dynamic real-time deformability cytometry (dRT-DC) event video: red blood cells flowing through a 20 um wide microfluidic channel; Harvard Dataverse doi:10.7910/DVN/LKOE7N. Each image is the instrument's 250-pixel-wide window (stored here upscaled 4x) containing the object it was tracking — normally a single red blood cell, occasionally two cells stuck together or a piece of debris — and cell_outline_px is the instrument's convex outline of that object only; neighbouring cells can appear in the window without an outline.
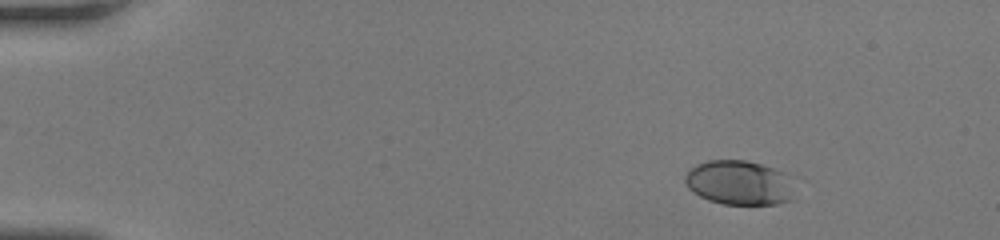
{"species": "human", "species_latin": "Homo sapiens", "temperature_condition": "room temperature", "stored_images_in_passage": 45, "camera_frame_rate_fps": 3000, "um_per_image_px": 0.085, "donor": {"sex": "female"}, "frame": {"image": 1, "passage_image": 1, "time_ms": 0.0, "image_size_px": [1000, 240], "cell_outline_px": [[792, 200], [776, 204], [724, 204], [708, 200], [700, 196], [688, 188], [684, 180], [684, 176], [688, 168], [696, 164], [708, 160], [744, 160], [760, 164], [784, 172]], "centroid_in_image_um": [62.71, 15.52], "position_along_channel_um": 22.3, "area_um2": 27.92}}
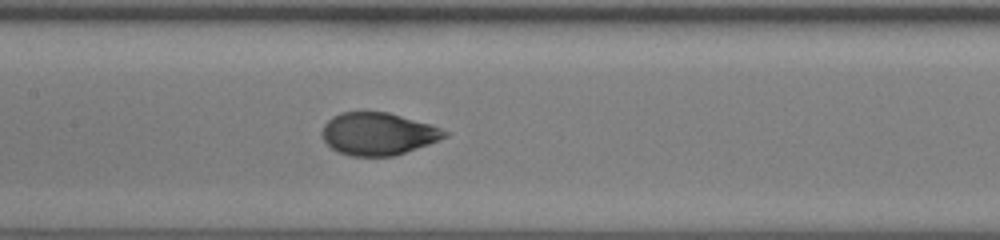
{"frame": {"image": 2, "passage_image": 20, "time_ms": 6.333, "image_size_px": [1000, 240], "cell_outline_px": [[448, 136], [428, 144], [392, 156], [348, 156], [332, 148], [324, 140], [320, 132], [324, 124], [332, 116], [340, 112], [388, 112], [428, 124], [440, 128], [448, 132]], "centroid_in_image_um": [32.09, 11.37], "position_along_channel_um": 175.3, "area_um2": 30.06}}
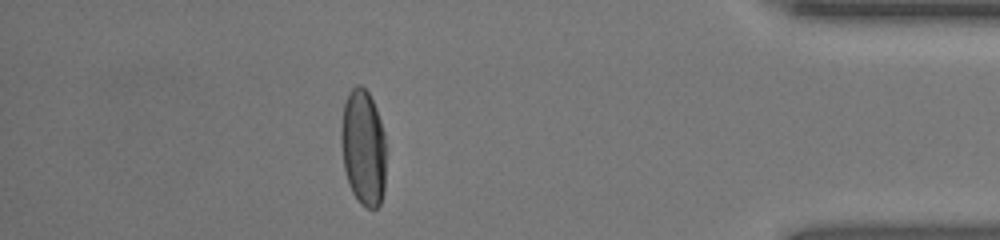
{"frame": {"image": 3, "passage_image": 39, "time_ms": 12.667, "image_size_px": [1000, 240], "cell_outline_px": [[384, 192], [380, 204], [376, 208], [368, 208], [360, 204], [352, 192], [348, 184], [344, 168], [340, 140], [340, 128], [344, 104], [348, 92], [356, 84], [360, 84], [368, 92], [376, 108], [384, 132]], "centroid_in_image_um": [30.85, 12.54], "position_along_channel_um": 404.3, "area_um2": 30.52}, "authors_computed_cell_mechanics": {"area_um2": 30.5184, "velocity_mm_per_s": 4.2046, "shape_relaxation_time_tau1_ms": 4.4769, "shape_relaxation_time_tau2_ms": null, "deformation_change_tau1": 0.1953, "deformation_change_tau2": null}}